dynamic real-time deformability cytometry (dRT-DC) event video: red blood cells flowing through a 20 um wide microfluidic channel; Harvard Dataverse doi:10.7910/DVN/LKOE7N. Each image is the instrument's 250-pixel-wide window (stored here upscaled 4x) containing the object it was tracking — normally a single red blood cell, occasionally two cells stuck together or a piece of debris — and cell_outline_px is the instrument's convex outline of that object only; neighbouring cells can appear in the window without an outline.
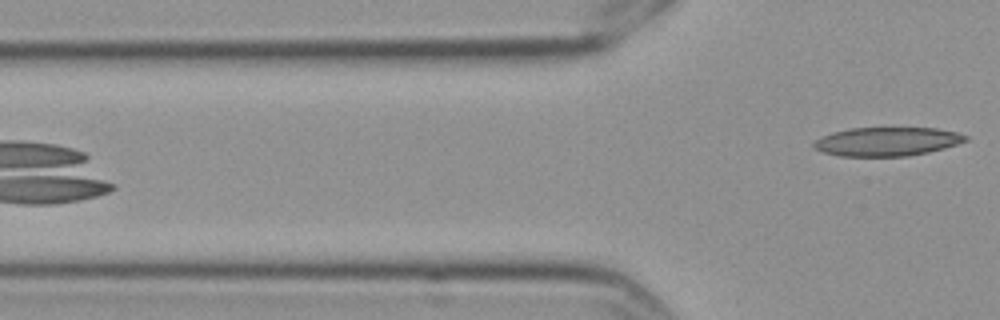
{"species": "Egyptian fruit bat (a non-hibernating species)", "species_latin": "Rousettus aegyptiacus", "temperature_condition": "cold", "stored_images_in_passage": 5, "camera_frame_rate_fps": 3000, "um_per_image_px": 0.085, "frame": {"image": 1, "passage_image": 5, "time_ms": 1.333, "image_size_px": [1000, 320], "cell_outline_px": [[968, 140], [944, 148], [928, 152], [908, 156], [840, 156], [824, 152], [812, 148], [812, 144], [820, 136], [832, 132], [848, 128], [936, 128], [956, 132], [968, 136]], "centroid_in_image_um": [75.36, 12.03], "position_along_channel_um": 50.4, "area_um2": 25.49}}